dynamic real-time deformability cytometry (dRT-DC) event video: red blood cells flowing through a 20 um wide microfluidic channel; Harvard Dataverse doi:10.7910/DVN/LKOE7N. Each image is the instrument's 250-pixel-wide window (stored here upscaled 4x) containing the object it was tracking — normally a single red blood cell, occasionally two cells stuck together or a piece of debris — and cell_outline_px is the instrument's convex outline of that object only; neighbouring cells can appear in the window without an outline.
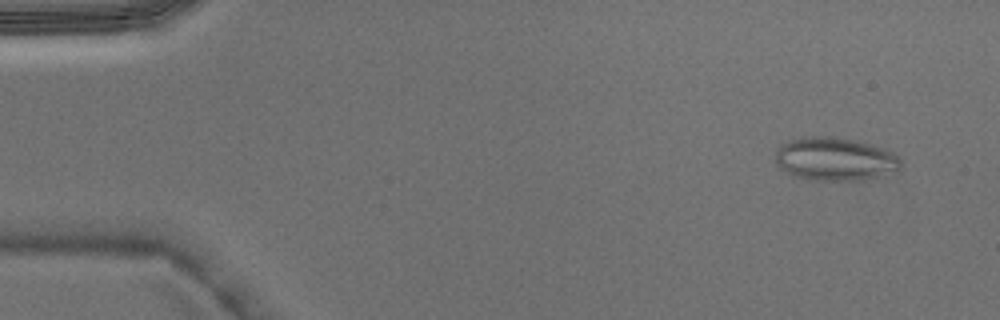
{"species": "Egyptian fruit bat (a non-hibernating species)", "species_latin": "Rousettus aegyptiacus", "temperature_condition": "warm", "stored_images_in_passage": 4, "camera_frame_rate_fps": 3000, "um_per_image_px": 0.085, "animal": {"sex": "male"}, "frame": {"image": 1, "passage_image": 1, "time_ms": 0.0, "image_size_px": [1000, 320], "cell_outline_px": [[900, 168], [896, 172], [856, 180], [812, 180], [796, 176], [780, 168], [776, 164], [776, 148], [780, 144], [788, 140], [804, 136], [832, 136], [852, 140], [884, 148], [900, 156]], "centroid_in_image_um": [70.95, 13.5], "position_along_channel_um": 14.1, "area_um2": 31.56}}